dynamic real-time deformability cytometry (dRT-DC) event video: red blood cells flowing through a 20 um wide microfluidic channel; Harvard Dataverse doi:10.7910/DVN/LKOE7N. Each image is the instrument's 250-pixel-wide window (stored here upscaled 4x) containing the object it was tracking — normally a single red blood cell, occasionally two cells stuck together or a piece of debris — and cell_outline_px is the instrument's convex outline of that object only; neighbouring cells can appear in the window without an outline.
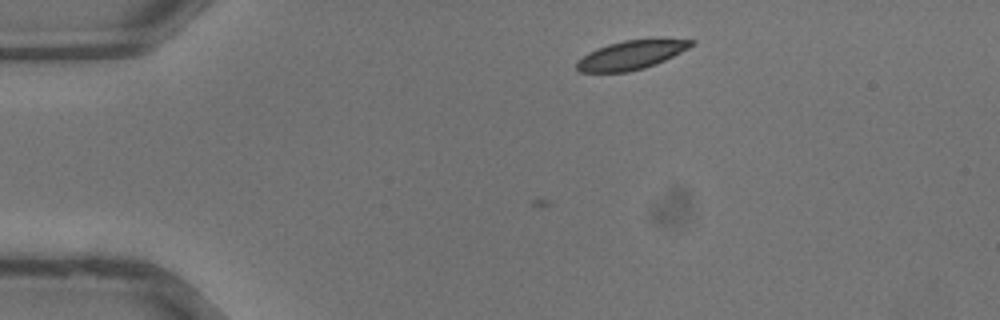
{"species": "common noctule bat (a hibernating species)", "species_latin": "Nyctalus noctula", "temperature_condition": "warm", "stored_images_in_passage": 5, "camera_frame_rate_fps": 3000, "um_per_image_px": 0.085, "animal": {"sex": "male", "body_mass_g": 13.3}, "frame": {"image": 1, "passage_image": 1, "time_ms": 0.0, "image_size_px": [1000, 320], "cell_outline_px": [[696, 44], [656, 64], [644, 68], [628, 72], [580, 72], [576, 68], [576, 60], [588, 52], [596, 48], [608, 44], [624, 40], [696, 40]], "centroid_in_image_um": [53.58, 4.69], "position_along_channel_um": 31.4, "area_um2": 19.02}}